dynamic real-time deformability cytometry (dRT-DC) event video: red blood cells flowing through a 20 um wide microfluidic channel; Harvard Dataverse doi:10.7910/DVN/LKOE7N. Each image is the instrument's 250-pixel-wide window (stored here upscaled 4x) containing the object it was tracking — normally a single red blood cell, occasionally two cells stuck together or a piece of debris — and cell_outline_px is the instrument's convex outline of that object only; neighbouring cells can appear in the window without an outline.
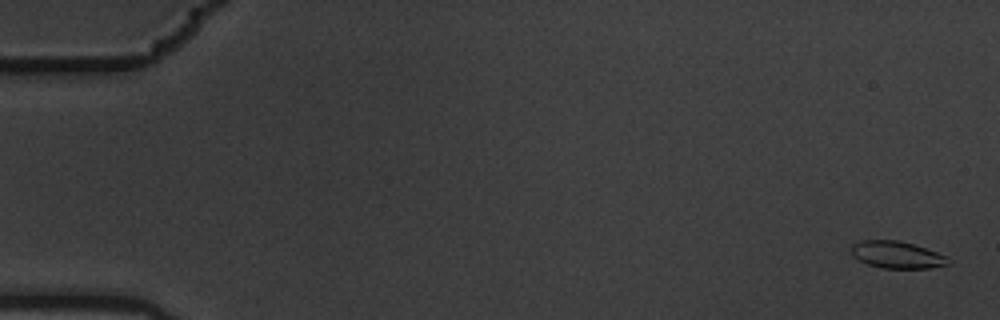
{"species": "common noctule bat (a hibernating species)", "species_latin": "Nyctalus noctula", "temperature_condition": "warm", "stored_images_in_passage": 5, "camera_frame_rate_fps": 3000, "um_per_image_px": 0.085, "animal": {"sex": "male", "body_mass_g": 19.5, "forearm_length_mm": 54.6}, "frame": {"image": 1, "passage_image": 1, "time_ms": 0.0, "image_size_px": [1000, 320], "cell_outline_px": [[952, 264], [928, 268], [884, 268], [868, 264], [852, 256], [852, 244], [860, 240], [900, 240], [936, 252], [952, 260]], "centroid_in_image_um": [76.25, 21.65], "position_along_channel_um": 8.8, "area_um2": 15.2}}